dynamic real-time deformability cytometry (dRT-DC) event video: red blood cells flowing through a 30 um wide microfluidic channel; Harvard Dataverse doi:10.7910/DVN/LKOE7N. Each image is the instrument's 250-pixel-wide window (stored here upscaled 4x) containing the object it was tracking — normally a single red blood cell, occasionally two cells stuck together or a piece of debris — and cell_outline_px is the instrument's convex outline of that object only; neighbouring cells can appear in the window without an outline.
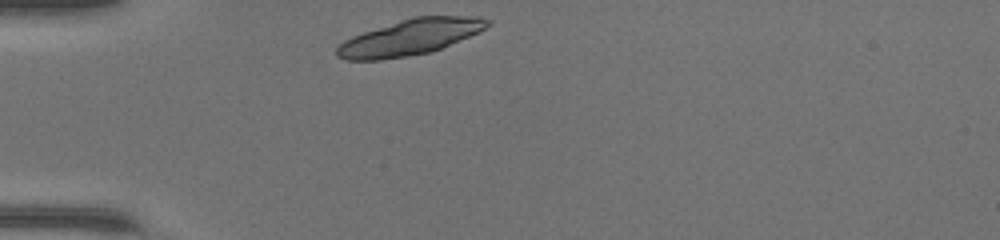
{"species": "common noctule bat (a hibernating species)", "species_latin": "Nyctalus noctula", "temperature_condition": "warm", "stored_images_in_passage": 29, "camera_frame_rate_fps": 3000, "um_per_image_px": 0.085, "animal": {"sex": "female", "body_mass_g": 17.0, "forearm_length_mm": 48.0}, "frame": {"image": 1, "passage_image": 1, "time_ms": 0.0, "image_size_px": [1000, 240], "cell_outline_px": [[492, 24], [480, 32], [440, 48], [428, 52], [408, 56], [380, 60], [344, 60], [336, 56], [336, 48], [344, 40], [352, 36], [412, 16], [480, 16], [492, 20]], "centroid_in_image_um": [34.88, 3.15], "position_along_channel_um": 50.1, "area_um2": 31.39}}
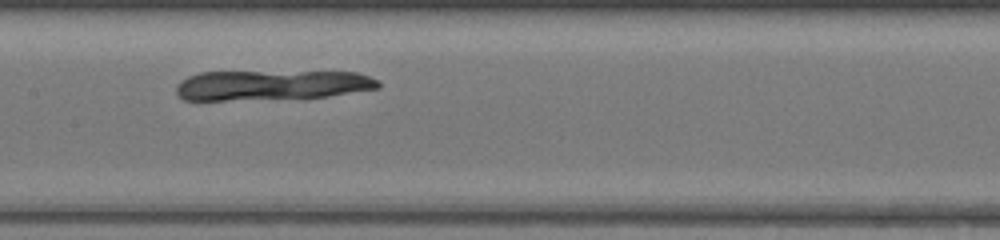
{"frame": {"image": 2, "passage_image": 12, "time_ms": 3.667, "image_size_px": [1000, 240], "cell_outline_px": [[380, 88], [328, 96], [224, 100], [184, 100], [176, 92], [176, 84], [180, 80], [188, 76], [200, 72], [356, 72], [368, 76], [376, 80], [380, 84]], "centroid_in_image_um": [23.04, 7.23], "position_along_channel_um": 184.4, "area_um2": 34.91}}